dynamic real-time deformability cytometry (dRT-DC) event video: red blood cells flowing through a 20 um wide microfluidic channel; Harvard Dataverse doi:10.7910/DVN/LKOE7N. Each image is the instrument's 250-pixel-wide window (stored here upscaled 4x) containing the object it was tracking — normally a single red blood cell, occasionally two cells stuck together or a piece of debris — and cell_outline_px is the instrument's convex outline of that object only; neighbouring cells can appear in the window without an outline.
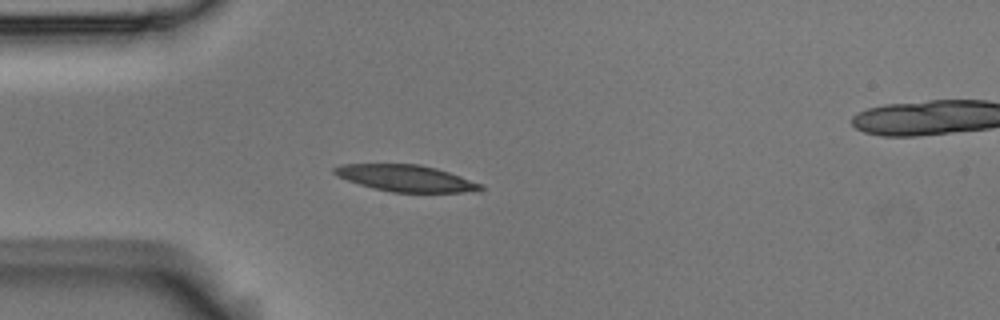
{"species": "Egyptian fruit bat (a non-hibernating species)", "species_latin": "Rousettus aegyptiacus", "temperature_condition": "room temperature", "stored_images_in_passage": 5, "segment_of_instrument_passage": [1, 2], "camera_frame_rate_fps": 3000, "um_per_image_px": 0.085, "animal": {"sex": "male"}, "frame": {"image": 1, "passage_image": 4, "time_ms": 1.0, "image_size_px": [1000, 320], "cell_outline_px": [[484, 188], [480, 192], [392, 192], [372, 188], [336, 176], [332, 172], [332, 168], [340, 164], [420, 164], [436, 168], [484, 184]], "centroid_in_image_um": [34.52, 15.15], "position_along_channel_um": 50.5, "area_um2": 22.77}}